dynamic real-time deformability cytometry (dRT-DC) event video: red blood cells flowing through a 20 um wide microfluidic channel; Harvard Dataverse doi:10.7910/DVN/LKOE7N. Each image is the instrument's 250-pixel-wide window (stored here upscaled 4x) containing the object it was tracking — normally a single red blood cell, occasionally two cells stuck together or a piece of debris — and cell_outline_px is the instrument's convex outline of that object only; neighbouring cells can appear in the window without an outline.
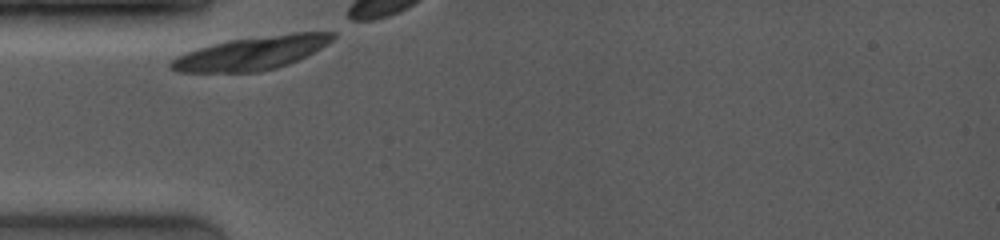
{"species": "common noctule bat (a hibernating species)", "species_latin": "Nyctalus noctula", "temperature_condition": "room temperature", "stored_images_in_passage": 2, "camera_frame_rate_fps": 4000, "um_per_image_px": 0.085, "animal": {"sex": "female", "body_mass_g": 19.0, "forearm_length_mm": 53.3}, "frame": {"image": 1, "passage_image": 1, "time_ms": 0.0, "image_size_px": [1000, 240], "cell_outline_px": [[336, 36], [332, 40], [320, 48], [288, 64], [276, 68], [260, 72], [176, 72], [168, 68], [168, 64], [176, 56], [212, 44], [228, 40], [292, 32], [336, 32]], "centroid_in_image_um": [21.36, 4.51], "position_along_channel_um": 63.6, "area_um2": 31.27}}